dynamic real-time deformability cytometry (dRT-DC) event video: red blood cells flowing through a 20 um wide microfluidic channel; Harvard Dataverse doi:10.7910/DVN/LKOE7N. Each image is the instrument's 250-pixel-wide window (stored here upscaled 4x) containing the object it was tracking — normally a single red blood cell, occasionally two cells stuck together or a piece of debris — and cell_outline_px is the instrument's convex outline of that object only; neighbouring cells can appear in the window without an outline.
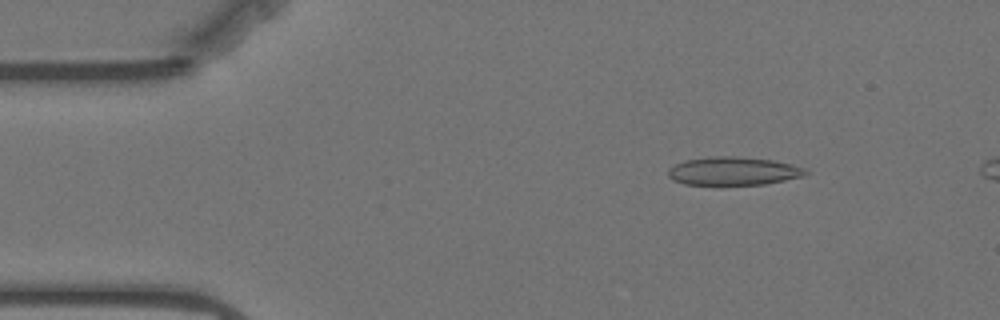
{"species": "Egyptian fruit bat (a non-hibernating species)", "species_latin": "Rousettus aegyptiacus", "temperature_condition": "warm", "stored_images_in_passage": 54, "camera_frame_rate_fps": 3000, "um_per_image_px": 0.085, "animal": {"sex": "female"}, "frame": {"image": 1, "passage_image": 7, "time_ms": 2.0, "image_size_px": [1000, 320], "cell_outline_px": [[808, 172], [804, 176], [764, 184], [684, 184], [672, 180], [668, 176], [668, 168], [684, 160], [712, 156], [736, 156], [772, 160], [792, 164], [804, 168]], "centroid_in_image_um": [62.31, 14.53], "position_along_channel_um": 22.7, "area_um2": 22.54}}
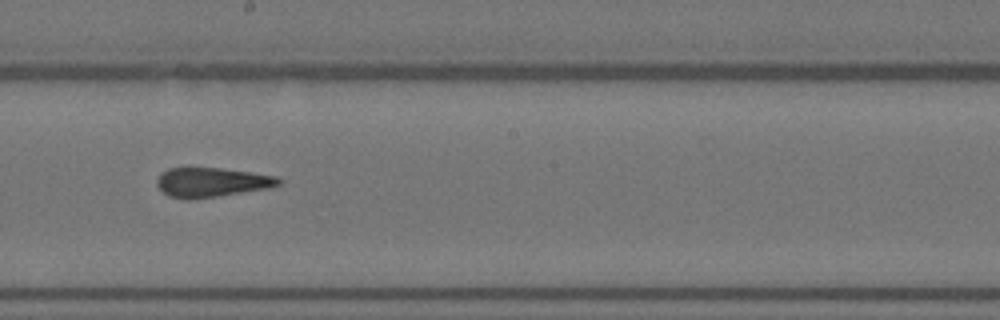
{"frame": {"image": 2, "passage_image": 30, "time_ms": 9.667, "image_size_px": [1000, 320], "cell_outline_px": [[284, 180], [280, 184], [268, 188], [192, 200], [188, 200], [168, 196], [156, 184], [156, 180], [168, 168], [220, 168], [276, 176]], "centroid_in_image_um": [17.99, 15.5], "position_along_channel_um": 230.2, "area_um2": 20.69}}
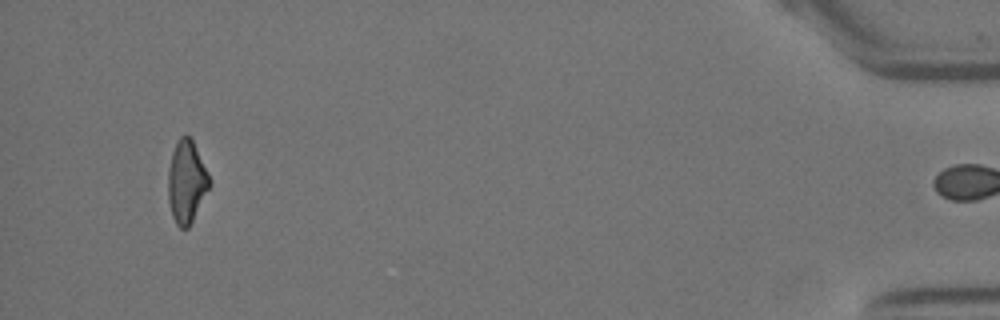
{"frame": {"image": 3, "passage_image": 53, "time_ms": 17.333, "image_size_px": [1000, 320], "cell_outline_px": [[212, 184], [188, 228], [180, 228], [176, 224], [172, 216], [168, 200], [168, 168], [172, 152], [180, 136], [188, 136], [192, 140], [212, 180]], "centroid_in_image_um": [15.86, 15.47], "position_along_channel_um": 419.3, "area_um2": 19.88}, "authors_computed_cell_mechanics": {"area_um2": 21.7039, "velocity_mm_per_s": 3.5247, "shape_relaxation_time_tau1_ms": null, "shape_relaxation_time_tau2_ms": 3.0662, "deformation_change_tau1": null, "deformation_change_tau2": 0.1003}}